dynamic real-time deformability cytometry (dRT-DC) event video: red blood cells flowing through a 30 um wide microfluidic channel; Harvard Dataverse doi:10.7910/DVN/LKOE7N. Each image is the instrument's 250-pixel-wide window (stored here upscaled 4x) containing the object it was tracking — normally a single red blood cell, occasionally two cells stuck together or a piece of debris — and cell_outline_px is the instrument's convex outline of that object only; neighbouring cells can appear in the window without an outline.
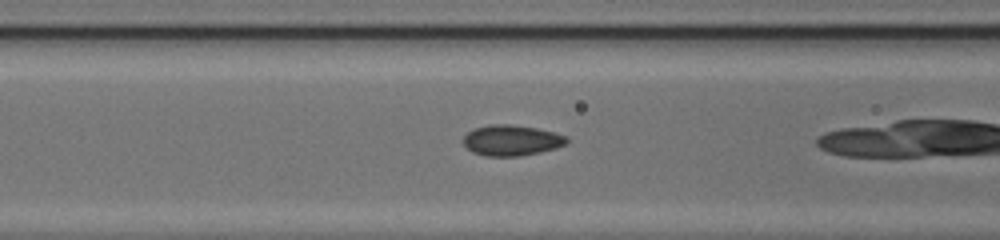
{"species": "common noctule bat (a hibernating species)", "species_latin": "Nyctalus noctula", "temperature_condition": "cold", "stored_images_in_passage": 45, "camera_frame_rate_fps": 3000, "um_per_image_px": 0.085, "animal": {"sex": "female", "body_mass_g": 17.0, "forearm_length_mm": 48.0}, "frame": {"image": 1, "passage_image": 15, "time_ms": 4.667, "image_size_px": [1000, 240], "cell_outline_px": [[568, 144], [556, 148], [540, 152], [520, 156], [484, 156], [472, 152], [464, 144], [464, 136], [468, 132], [476, 128], [492, 124], [508, 124], [536, 128], [568, 136]], "centroid_in_image_um": [43.51, 11.94], "position_along_channel_um": 123.1, "area_um2": 18.44}}
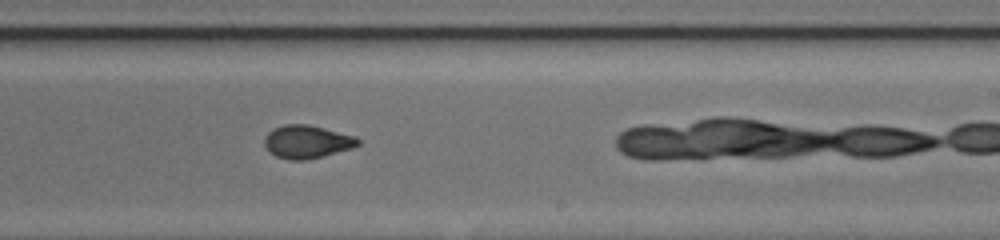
{"frame": {"image": 2, "passage_image": 25, "time_ms": 8.0, "image_size_px": [1000, 240], "cell_outline_px": [[360, 144], [352, 148], [304, 160], [288, 160], [276, 156], [264, 144], [264, 136], [272, 128], [284, 124], [308, 124], [356, 136], [360, 140]], "centroid_in_image_um": [26.08, 12.03], "position_along_channel_um": 262.9, "area_um2": 17.92}}
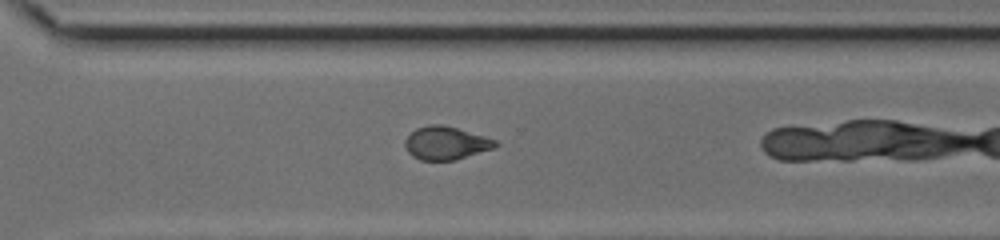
{"frame": {"image": 3, "passage_image": 30, "time_ms": 9.667, "image_size_px": [1000, 240], "cell_outline_px": [[500, 144], [496, 148], [456, 160], [420, 160], [412, 156], [408, 152], [404, 144], [404, 140], [416, 128], [428, 124], [440, 124], [456, 128], [484, 136], [496, 140]], "centroid_in_image_um": [37.92, 12.17], "position_along_channel_um": 332.7, "area_um2": 17.57}, "authors_computed_cell_mechanics": {"area_um2": 18.2648, "velocity_mm_per_s": 4.1949, "shape_relaxation_time_tau1_ms": null, "shape_relaxation_time_tau2_ms": 1.4711, "deformation_change_tau1": null, "deformation_change_tau2": 0.0549}}